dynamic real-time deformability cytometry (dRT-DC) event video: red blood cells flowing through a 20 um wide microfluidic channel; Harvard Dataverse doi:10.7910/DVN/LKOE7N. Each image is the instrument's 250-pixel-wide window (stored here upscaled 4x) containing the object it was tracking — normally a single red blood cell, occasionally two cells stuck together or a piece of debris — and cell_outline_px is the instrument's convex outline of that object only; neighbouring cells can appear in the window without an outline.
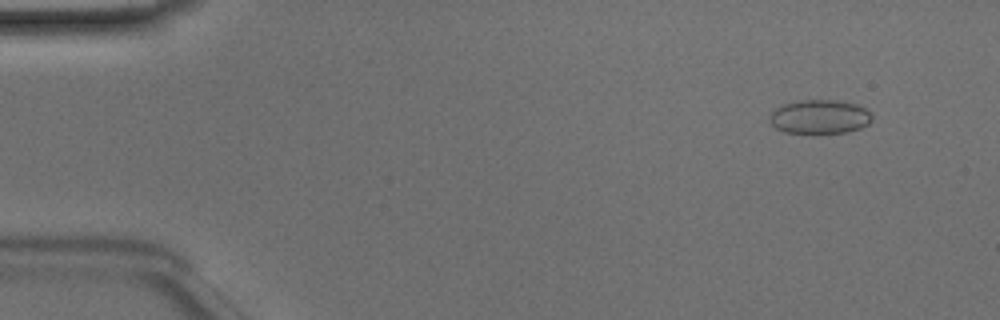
{"species": "Egyptian fruit bat (a non-hibernating species)", "species_latin": "Rousettus aegyptiacus", "temperature_condition": "room temperature", "stored_images_in_passage": 47, "camera_frame_rate_fps": 3000, "um_per_image_px": 0.085, "animal": {"sex": "male"}, "frame": {"image": 1, "passage_image": 3, "time_ms": 0.667, "image_size_px": [1000, 320], "cell_outline_px": [[872, 120], [868, 124], [860, 128], [848, 132], [820, 136], [808, 136], [784, 132], [776, 128], [768, 120], [768, 116], [772, 108], [780, 104], [800, 100], [836, 100], [856, 104], [864, 108], [872, 116]], "centroid_in_image_um": [69.59, 9.98], "position_along_channel_um": 15.4, "area_um2": 21.44}}
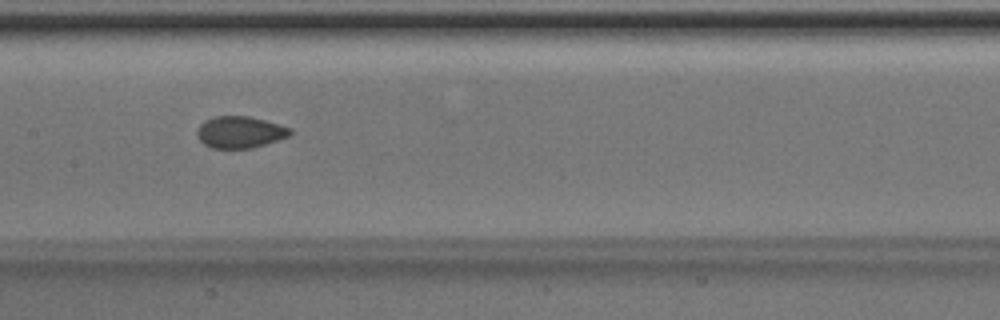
{"frame": {"image": 2, "passage_image": 23, "time_ms": 7.333, "image_size_px": [1000, 320], "cell_outline_px": [[292, 132], [288, 136], [252, 148], [208, 148], [196, 136], [196, 132], [200, 124], [204, 120], [212, 116], [248, 116], [264, 120], [292, 128]], "centroid_in_image_um": [20.34, 11.22], "position_along_channel_um": 187.1, "area_um2": 17.22}}
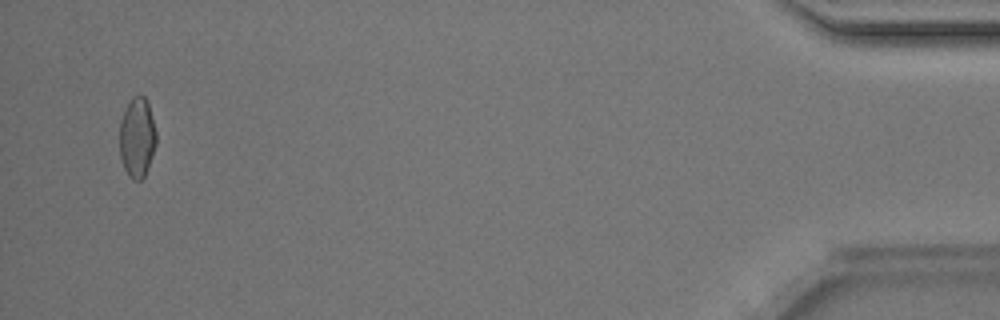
{"frame": {"image": 3, "passage_image": 46, "time_ms": 15.0, "image_size_px": [1000, 320], "cell_outline_px": [[156, 144], [144, 176], [140, 180], [132, 180], [128, 176], [124, 168], [120, 156], [120, 120], [132, 96], [144, 96], [148, 100], [156, 132]], "centroid_in_image_um": [11.65, 11.68], "position_along_channel_um": 423.5, "area_um2": 16.99}, "authors_computed_cell_mechanics": {"area_um2": 17.6868, "velocity_mm_per_s": 4.1619, "shape_relaxation_time_tau1_ms": 3.8651, "shape_relaxation_time_tau2_ms": 1.1823, "deformation_change_tau1": 0.0875, "deformation_change_tau2": 0.0373}}